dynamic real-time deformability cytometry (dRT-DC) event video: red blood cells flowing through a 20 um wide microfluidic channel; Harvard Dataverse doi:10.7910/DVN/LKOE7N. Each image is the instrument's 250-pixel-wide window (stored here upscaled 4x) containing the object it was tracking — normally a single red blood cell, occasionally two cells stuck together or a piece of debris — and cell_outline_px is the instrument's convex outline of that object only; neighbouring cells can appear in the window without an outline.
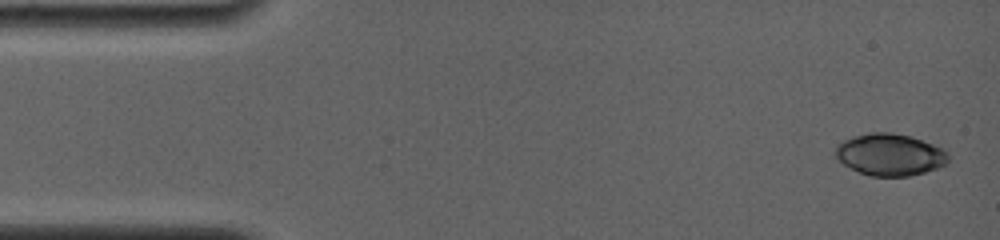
{"species": "common noctule bat (a hibernating species)", "species_latin": "Nyctalus noctula", "temperature_condition": "room temperature", "stored_images_in_passage": 38, "camera_frame_rate_fps": 4000, "um_per_image_px": 0.085, "animal": {"sex": "female", "body_mass_g": 19.0, "forearm_length_mm": 56.7}, "frame": {"image": 1, "passage_image": 1, "time_ms": 0.0, "image_size_px": [1000, 240], "cell_outline_px": [[948, 164], [924, 172], [908, 176], [868, 176], [844, 164], [832, 156], [836, 144], [852, 136], [868, 132], [892, 132], [912, 136], [944, 148], [948, 152]], "centroid_in_image_um": [75.62, 13.12], "position_along_channel_um": 9.4, "area_um2": 28.03}}
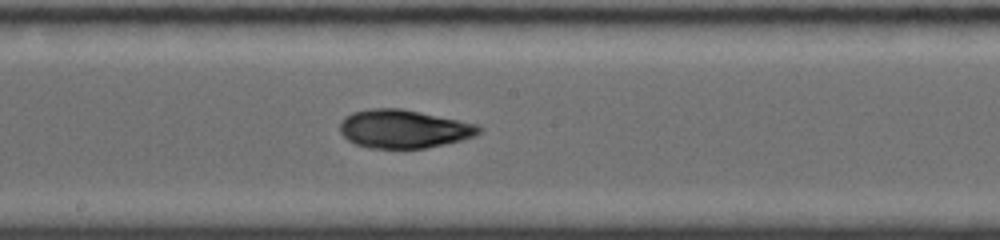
{"frame": {"image": 2, "passage_image": 20, "time_ms": 8.25, "image_size_px": [1000, 240], "cell_outline_px": [[484, 128], [476, 136], [444, 144], [424, 148], [372, 148], [356, 144], [348, 140], [340, 132], [340, 120], [344, 116], [352, 112], [368, 108], [400, 108], [476, 124]], "centroid_in_image_um": [34.28, 10.95], "position_along_channel_um": 213.9, "area_um2": 30.98}}
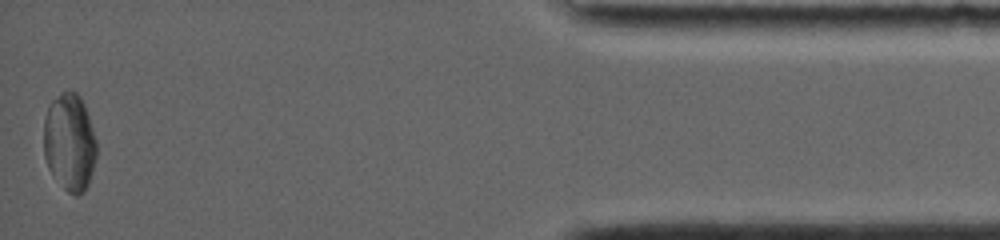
{"frame": {"image": 3, "passage_image": 38, "time_ms": 15.5, "image_size_px": [1000, 240], "cell_outline_px": [[96, 160], [88, 184], [84, 192], [76, 196], [68, 192], [52, 176], [48, 168], [44, 156], [44, 120], [48, 108], [52, 100], [68, 88], [76, 92], [80, 96], [84, 104], [96, 140]], "centroid_in_image_um": [5.91, 12.1], "position_along_channel_um": 429.3, "area_um2": 30.17}}